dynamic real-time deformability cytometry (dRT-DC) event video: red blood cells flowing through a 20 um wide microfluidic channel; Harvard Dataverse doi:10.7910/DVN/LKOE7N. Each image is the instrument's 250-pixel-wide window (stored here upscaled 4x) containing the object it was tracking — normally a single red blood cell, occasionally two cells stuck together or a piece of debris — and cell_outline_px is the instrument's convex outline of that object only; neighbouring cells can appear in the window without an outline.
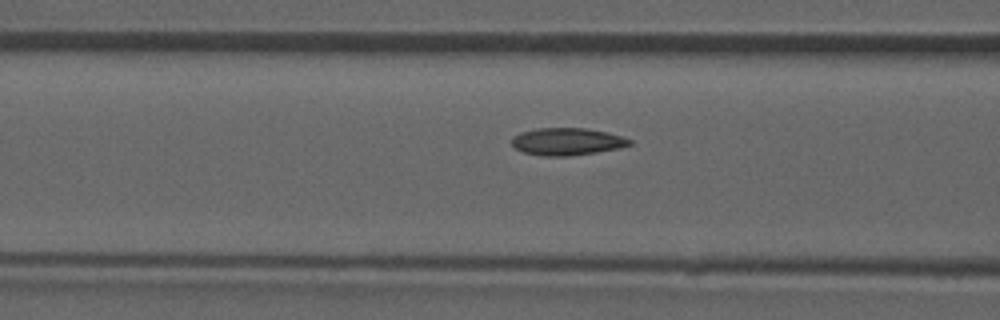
{"species": "common noctule bat (a hibernating species)", "species_latin": "Nyctalus noctula", "temperature_condition": "room temperature", "stored_images_in_passage": 46, "camera_frame_rate_fps": 3000, "um_per_image_px": 0.085, "animal": {"sex": "male", "forearm_length_mm": 52.5}, "frame": {"image": 1, "passage_image": 20, "time_ms": 6.333, "image_size_px": [1000, 320], "cell_outline_px": [[632, 144], [620, 148], [596, 152], [568, 156], [544, 156], [524, 152], [516, 148], [512, 144], [512, 136], [520, 132], [536, 128], [584, 128], [608, 132], [632, 140]], "centroid_in_image_um": [48.19, 12.03], "position_along_channel_um": 118.4, "area_um2": 18.73}, "authors_computed_cell_mechanics": {"area_um2": 18.9006, "velocity_mm_per_s": 3.9559, "shape_relaxation_time_tau1_ms": 5.8058, "shape_relaxation_time_tau2_ms": 1.6482, "deformation_change_tau1": 0.1612, "deformation_change_tau2": 0.0824}}